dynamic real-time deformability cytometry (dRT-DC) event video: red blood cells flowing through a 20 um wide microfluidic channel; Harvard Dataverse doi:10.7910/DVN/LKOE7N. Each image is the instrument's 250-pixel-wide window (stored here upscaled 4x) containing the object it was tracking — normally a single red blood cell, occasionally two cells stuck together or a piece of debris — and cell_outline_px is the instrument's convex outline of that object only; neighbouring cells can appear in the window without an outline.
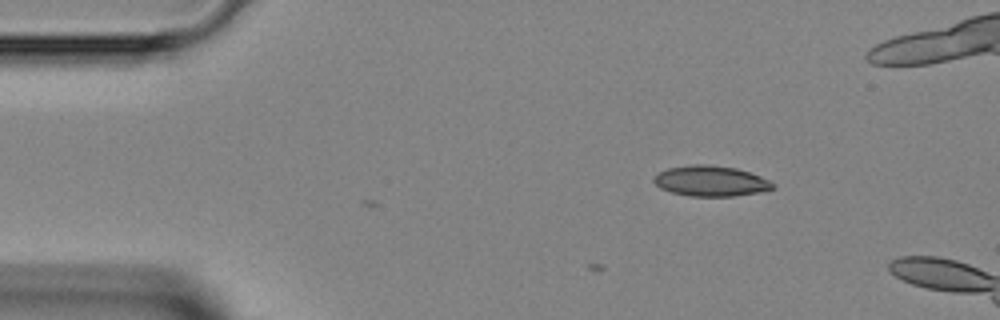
{"species": "Egyptian fruit bat (a non-hibernating species)", "species_latin": "Rousettus aegyptiacus", "temperature_condition": "room temperature", "stored_images_in_passage": 3, "camera_frame_rate_fps": 3000, "um_per_image_px": 0.085, "animal": {"sex": "female"}, "frame": {"image": 1, "passage_image": 1, "time_ms": 0.0, "image_size_px": [1000, 320], "cell_outline_px": [[776, 188], [760, 192], [732, 196], [688, 196], [672, 192], [660, 188], [652, 180], [660, 172], [668, 168], [692, 164], [708, 164], [736, 168], [760, 176], [776, 184]], "centroid_in_image_um": [60.43, 15.39], "position_along_channel_um": 24.6, "area_um2": 21.1}}